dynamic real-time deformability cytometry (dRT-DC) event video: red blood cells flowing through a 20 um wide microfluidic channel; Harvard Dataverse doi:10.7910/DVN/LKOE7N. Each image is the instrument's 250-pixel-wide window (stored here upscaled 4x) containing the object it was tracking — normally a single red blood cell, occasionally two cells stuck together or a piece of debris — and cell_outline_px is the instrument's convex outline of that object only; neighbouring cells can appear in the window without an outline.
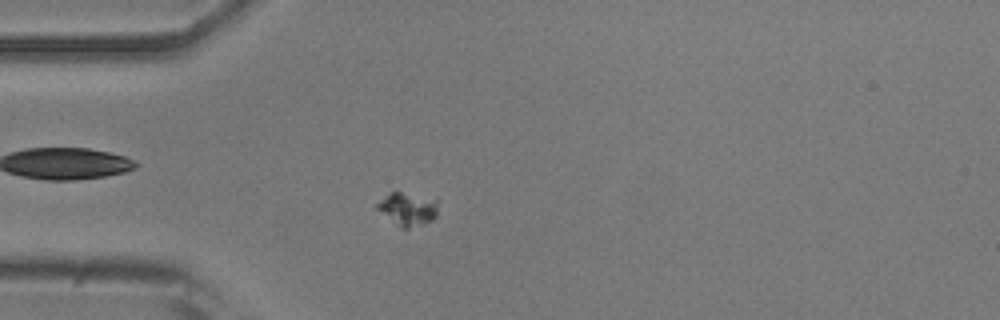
{"species": "common noctule bat (a hibernating species)", "species_latin": "Nyctalus noctula", "temperature_condition": "room temperature", "stored_images_in_passage": 51, "camera_frame_rate_fps": 3000, "um_per_image_px": 0.085, "animal": {"sex": "male", "body_mass_g": 20.5, "forearm_length_mm": 52.5}, "frame": {"image": 1, "passage_image": 11, "time_ms": 3.333, "image_size_px": [1000, 320], "cell_outline_px": [[436, 216], [432, 220], [408, 228], [404, 228], [376, 208], [376, 204], [388, 192], [400, 192], [436, 200]], "centroid_in_image_um": [34.63, 17.74], "position_along_channel_um": 50.4, "area_um2": 11.04}}
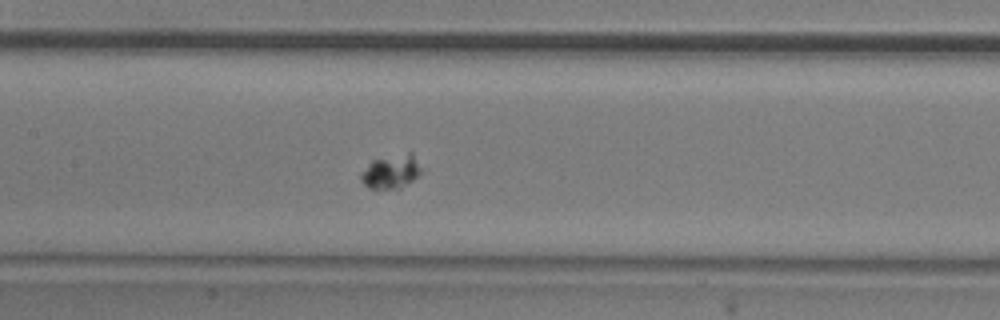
{"frame": {"image": 2, "passage_image": 22, "time_ms": 7.0, "image_size_px": [1000, 320], "cell_outline_px": [[420, 172], [412, 180], [400, 188], [376, 192], [368, 188], [360, 180], [360, 172], [372, 160], [408, 152], [412, 152], [420, 168]], "centroid_in_image_um": [33.16, 14.64], "position_along_channel_um": 174.2, "area_um2": 12.08}}
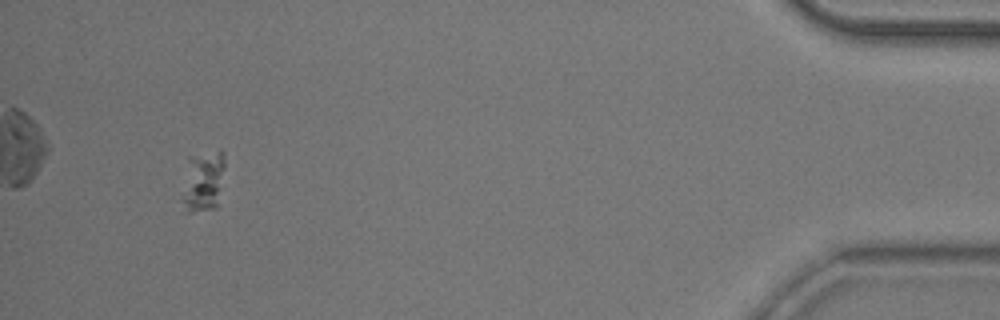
{"frame": {"image": 3, "passage_image": 48, "time_ms": 15.667, "image_size_px": [1000, 320], "cell_outline_px": [[224, 164], [216, 208], [192, 212], [184, 212], [184, 200], [188, 156], [220, 152], [224, 152]], "centroid_in_image_um": [17.28, 15.43], "position_along_channel_um": 417.9, "area_um2": 14.28}}